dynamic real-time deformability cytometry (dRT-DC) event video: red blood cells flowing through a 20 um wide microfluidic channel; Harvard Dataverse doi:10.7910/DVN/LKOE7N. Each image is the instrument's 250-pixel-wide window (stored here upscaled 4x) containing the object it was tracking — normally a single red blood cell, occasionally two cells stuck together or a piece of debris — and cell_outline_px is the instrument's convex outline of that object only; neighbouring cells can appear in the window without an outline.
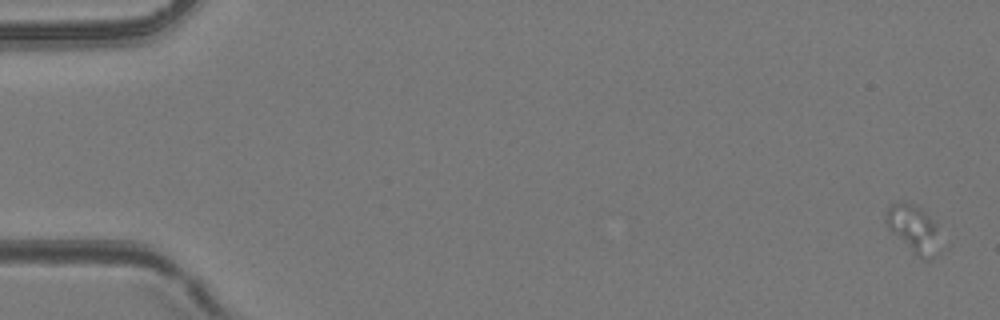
{"species": "common noctule bat (a hibernating species)", "species_latin": "Nyctalus noctula", "temperature_condition": "room temperature", "stored_images_in_passage": 34, "camera_frame_rate_fps": 3000, "um_per_image_px": 0.085, "animal": {"sex": "female", "body_mass_g": 24.6, "forearm_length_mm": 56.2}, "frame": {"image": 1, "passage_image": 1, "time_ms": 0.0, "image_size_px": [1000, 320], "cell_outline_px": [[940, 252], [932, 260], [920, 260], [888, 228], [884, 220], [884, 212], [892, 204], [904, 200], [916, 204], [936, 220]], "centroid_in_image_um": [77.68, 19.46], "position_along_channel_um": 7.3, "area_um2": 15.72}}
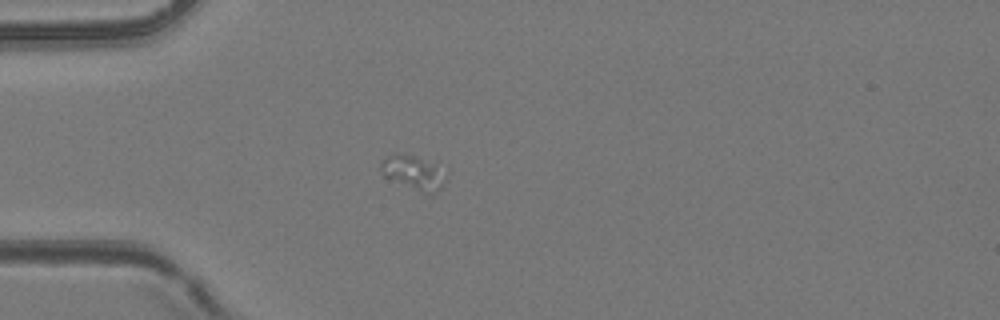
{"frame": {"image": 2, "passage_image": 15, "time_ms": 4.667, "image_size_px": [1000, 320], "cell_outline_px": [[448, 172], [440, 188], [432, 196], [428, 196], [384, 176], [380, 168], [380, 160], [396, 152], [412, 156], [432, 164]], "centroid_in_image_um": [35.14, 14.71], "position_along_channel_um": 49.9, "area_um2": 12.89}}